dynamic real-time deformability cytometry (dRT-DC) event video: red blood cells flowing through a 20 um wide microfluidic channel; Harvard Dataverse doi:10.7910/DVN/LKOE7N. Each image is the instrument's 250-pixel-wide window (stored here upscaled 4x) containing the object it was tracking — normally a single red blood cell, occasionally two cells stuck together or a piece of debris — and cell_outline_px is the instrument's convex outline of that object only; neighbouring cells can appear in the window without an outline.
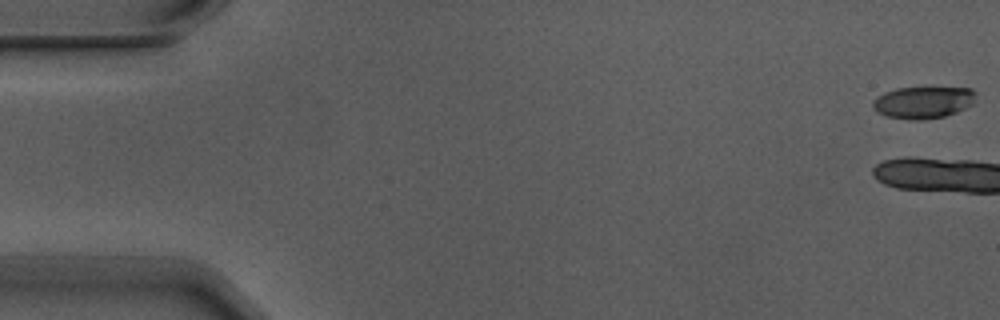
{"species": "Egyptian fruit bat (a non-hibernating species)", "species_latin": "Rousettus aegyptiacus", "temperature_condition": "warm", "stored_images_in_passage": 5, "camera_frame_rate_fps": 3000, "um_per_image_px": 0.085, "animal": {"sex": "male"}, "frame": {"image": 1, "passage_image": 1, "time_ms": 0.0, "image_size_px": [1000, 320], "cell_outline_px": [[976, 92], [972, 104], [956, 112], [944, 116], [924, 120], [912, 120], [888, 116], [876, 112], [872, 108], [872, 100], [884, 92], [896, 88], [972, 88]], "centroid_in_image_um": [78.43, 8.7], "position_along_channel_um": 6.6, "area_um2": 19.13}}